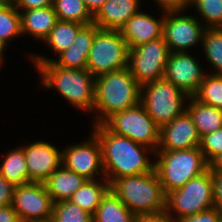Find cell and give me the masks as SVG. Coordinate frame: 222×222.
I'll use <instances>...</instances> for the list:
<instances>
[{"label": "cell", "mask_w": 222, "mask_h": 222, "mask_svg": "<svg viewBox=\"0 0 222 222\" xmlns=\"http://www.w3.org/2000/svg\"><path fill=\"white\" fill-rule=\"evenodd\" d=\"M110 189L136 216L165 211L166 195L155 168L148 173L118 178Z\"/></svg>", "instance_id": "cell-4"}, {"label": "cell", "mask_w": 222, "mask_h": 222, "mask_svg": "<svg viewBox=\"0 0 222 222\" xmlns=\"http://www.w3.org/2000/svg\"><path fill=\"white\" fill-rule=\"evenodd\" d=\"M209 169L212 173H222V153L209 163Z\"/></svg>", "instance_id": "cell-42"}, {"label": "cell", "mask_w": 222, "mask_h": 222, "mask_svg": "<svg viewBox=\"0 0 222 222\" xmlns=\"http://www.w3.org/2000/svg\"><path fill=\"white\" fill-rule=\"evenodd\" d=\"M15 187L0 174V207L11 205Z\"/></svg>", "instance_id": "cell-36"}, {"label": "cell", "mask_w": 222, "mask_h": 222, "mask_svg": "<svg viewBox=\"0 0 222 222\" xmlns=\"http://www.w3.org/2000/svg\"><path fill=\"white\" fill-rule=\"evenodd\" d=\"M5 152L0 154V174L14 187L29 183L23 146L19 144Z\"/></svg>", "instance_id": "cell-24"}, {"label": "cell", "mask_w": 222, "mask_h": 222, "mask_svg": "<svg viewBox=\"0 0 222 222\" xmlns=\"http://www.w3.org/2000/svg\"><path fill=\"white\" fill-rule=\"evenodd\" d=\"M136 215L112 192L111 189L102 197L92 216L93 222H135Z\"/></svg>", "instance_id": "cell-25"}, {"label": "cell", "mask_w": 222, "mask_h": 222, "mask_svg": "<svg viewBox=\"0 0 222 222\" xmlns=\"http://www.w3.org/2000/svg\"><path fill=\"white\" fill-rule=\"evenodd\" d=\"M200 50L205 58L204 63H209L205 66L211 67L206 73L222 75V28H206Z\"/></svg>", "instance_id": "cell-27"}, {"label": "cell", "mask_w": 222, "mask_h": 222, "mask_svg": "<svg viewBox=\"0 0 222 222\" xmlns=\"http://www.w3.org/2000/svg\"><path fill=\"white\" fill-rule=\"evenodd\" d=\"M84 25L76 22H68L58 20L55 26L52 28L48 36L43 40L42 43L49 51L53 52V56L44 55V53H33L29 52L26 56L30 62H50L62 51L68 49L75 38L77 37L78 31ZM29 57V58H28Z\"/></svg>", "instance_id": "cell-20"}, {"label": "cell", "mask_w": 222, "mask_h": 222, "mask_svg": "<svg viewBox=\"0 0 222 222\" xmlns=\"http://www.w3.org/2000/svg\"><path fill=\"white\" fill-rule=\"evenodd\" d=\"M21 222H50L54 202L44 182L15 187L11 203Z\"/></svg>", "instance_id": "cell-13"}, {"label": "cell", "mask_w": 222, "mask_h": 222, "mask_svg": "<svg viewBox=\"0 0 222 222\" xmlns=\"http://www.w3.org/2000/svg\"><path fill=\"white\" fill-rule=\"evenodd\" d=\"M214 207L210 169L190 179L183 187L166 194L165 212L175 221Z\"/></svg>", "instance_id": "cell-6"}, {"label": "cell", "mask_w": 222, "mask_h": 222, "mask_svg": "<svg viewBox=\"0 0 222 222\" xmlns=\"http://www.w3.org/2000/svg\"><path fill=\"white\" fill-rule=\"evenodd\" d=\"M87 179L73 171L66 169L63 165L57 168L45 181L48 194L53 202L69 200Z\"/></svg>", "instance_id": "cell-22"}, {"label": "cell", "mask_w": 222, "mask_h": 222, "mask_svg": "<svg viewBox=\"0 0 222 222\" xmlns=\"http://www.w3.org/2000/svg\"><path fill=\"white\" fill-rule=\"evenodd\" d=\"M90 128L100 142L103 169L109 184L118 178L140 175L154 169L155 152L152 149L111 132L104 124Z\"/></svg>", "instance_id": "cell-1"}, {"label": "cell", "mask_w": 222, "mask_h": 222, "mask_svg": "<svg viewBox=\"0 0 222 222\" xmlns=\"http://www.w3.org/2000/svg\"><path fill=\"white\" fill-rule=\"evenodd\" d=\"M22 146L30 182H44L62 165V147L51 141L37 139Z\"/></svg>", "instance_id": "cell-15"}, {"label": "cell", "mask_w": 222, "mask_h": 222, "mask_svg": "<svg viewBox=\"0 0 222 222\" xmlns=\"http://www.w3.org/2000/svg\"><path fill=\"white\" fill-rule=\"evenodd\" d=\"M200 150L208 163L222 153V128L201 138Z\"/></svg>", "instance_id": "cell-33"}, {"label": "cell", "mask_w": 222, "mask_h": 222, "mask_svg": "<svg viewBox=\"0 0 222 222\" xmlns=\"http://www.w3.org/2000/svg\"><path fill=\"white\" fill-rule=\"evenodd\" d=\"M8 47L10 46L6 42L0 39V67L2 69H3V66L5 65V59H6L5 53L7 52V50H9Z\"/></svg>", "instance_id": "cell-43"}, {"label": "cell", "mask_w": 222, "mask_h": 222, "mask_svg": "<svg viewBox=\"0 0 222 222\" xmlns=\"http://www.w3.org/2000/svg\"><path fill=\"white\" fill-rule=\"evenodd\" d=\"M201 137L189 112L185 110L173 121L160 127L157 150H183L200 147Z\"/></svg>", "instance_id": "cell-16"}, {"label": "cell", "mask_w": 222, "mask_h": 222, "mask_svg": "<svg viewBox=\"0 0 222 222\" xmlns=\"http://www.w3.org/2000/svg\"><path fill=\"white\" fill-rule=\"evenodd\" d=\"M53 9L58 20L89 25L93 23V15L82 0H53Z\"/></svg>", "instance_id": "cell-29"}, {"label": "cell", "mask_w": 222, "mask_h": 222, "mask_svg": "<svg viewBox=\"0 0 222 222\" xmlns=\"http://www.w3.org/2000/svg\"><path fill=\"white\" fill-rule=\"evenodd\" d=\"M106 0H82L88 10L94 15Z\"/></svg>", "instance_id": "cell-41"}, {"label": "cell", "mask_w": 222, "mask_h": 222, "mask_svg": "<svg viewBox=\"0 0 222 222\" xmlns=\"http://www.w3.org/2000/svg\"><path fill=\"white\" fill-rule=\"evenodd\" d=\"M152 11L142 8L120 28L129 49L163 37L164 12L155 17Z\"/></svg>", "instance_id": "cell-17"}, {"label": "cell", "mask_w": 222, "mask_h": 222, "mask_svg": "<svg viewBox=\"0 0 222 222\" xmlns=\"http://www.w3.org/2000/svg\"><path fill=\"white\" fill-rule=\"evenodd\" d=\"M140 96L141 86L128 67L95 77L92 126L103 124L114 113L138 105Z\"/></svg>", "instance_id": "cell-3"}, {"label": "cell", "mask_w": 222, "mask_h": 222, "mask_svg": "<svg viewBox=\"0 0 222 222\" xmlns=\"http://www.w3.org/2000/svg\"><path fill=\"white\" fill-rule=\"evenodd\" d=\"M129 48L119 30L99 29L87 58V70L94 76L128 67Z\"/></svg>", "instance_id": "cell-8"}, {"label": "cell", "mask_w": 222, "mask_h": 222, "mask_svg": "<svg viewBox=\"0 0 222 222\" xmlns=\"http://www.w3.org/2000/svg\"><path fill=\"white\" fill-rule=\"evenodd\" d=\"M103 124L111 132L128 137L154 152L158 148L160 127L148 115L141 103L114 113Z\"/></svg>", "instance_id": "cell-9"}, {"label": "cell", "mask_w": 222, "mask_h": 222, "mask_svg": "<svg viewBox=\"0 0 222 222\" xmlns=\"http://www.w3.org/2000/svg\"><path fill=\"white\" fill-rule=\"evenodd\" d=\"M195 55V56H193ZM191 52H172L166 62L163 78L185 92L194 96L206 75L199 60L201 57Z\"/></svg>", "instance_id": "cell-14"}, {"label": "cell", "mask_w": 222, "mask_h": 222, "mask_svg": "<svg viewBox=\"0 0 222 222\" xmlns=\"http://www.w3.org/2000/svg\"><path fill=\"white\" fill-rule=\"evenodd\" d=\"M188 12H164L163 38L171 53L200 50L197 46L201 47L206 27L193 12Z\"/></svg>", "instance_id": "cell-10"}, {"label": "cell", "mask_w": 222, "mask_h": 222, "mask_svg": "<svg viewBox=\"0 0 222 222\" xmlns=\"http://www.w3.org/2000/svg\"><path fill=\"white\" fill-rule=\"evenodd\" d=\"M20 37H23L20 12L12 0H4L0 3V39L11 46V42Z\"/></svg>", "instance_id": "cell-28"}, {"label": "cell", "mask_w": 222, "mask_h": 222, "mask_svg": "<svg viewBox=\"0 0 222 222\" xmlns=\"http://www.w3.org/2000/svg\"><path fill=\"white\" fill-rule=\"evenodd\" d=\"M44 90L59 93L74 109L92 115L94 109L95 77L87 69H71L50 62H30ZM84 111V112H83Z\"/></svg>", "instance_id": "cell-2"}, {"label": "cell", "mask_w": 222, "mask_h": 222, "mask_svg": "<svg viewBox=\"0 0 222 222\" xmlns=\"http://www.w3.org/2000/svg\"><path fill=\"white\" fill-rule=\"evenodd\" d=\"M154 168L164 194L183 187L190 179L209 169L200 147L183 150H156Z\"/></svg>", "instance_id": "cell-5"}, {"label": "cell", "mask_w": 222, "mask_h": 222, "mask_svg": "<svg viewBox=\"0 0 222 222\" xmlns=\"http://www.w3.org/2000/svg\"><path fill=\"white\" fill-rule=\"evenodd\" d=\"M0 222H21L12 205L0 207Z\"/></svg>", "instance_id": "cell-40"}, {"label": "cell", "mask_w": 222, "mask_h": 222, "mask_svg": "<svg viewBox=\"0 0 222 222\" xmlns=\"http://www.w3.org/2000/svg\"><path fill=\"white\" fill-rule=\"evenodd\" d=\"M135 222H175L165 211L157 214L139 215Z\"/></svg>", "instance_id": "cell-39"}, {"label": "cell", "mask_w": 222, "mask_h": 222, "mask_svg": "<svg viewBox=\"0 0 222 222\" xmlns=\"http://www.w3.org/2000/svg\"><path fill=\"white\" fill-rule=\"evenodd\" d=\"M14 6L22 12L35 8H44L52 6L53 0H12Z\"/></svg>", "instance_id": "cell-37"}, {"label": "cell", "mask_w": 222, "mask_h": 222, "mask_svg": "<svg viewBox=\"0 0 222 222\" xmlns=\"http://www.w3.org/2000/svg\"><path fill=\"white\" fill-rule=\"evenodd\" d=\"M194 97L204 104L222 109V75L206 73Z\"/></svg>", "instance_id": "cell-31"}, {"label": "cell", "mask_w": 222, "mask_h": 222, "mask_svg": "<svg viewBox=\"0 0 222 222\" xmlns=\"http://www.w3.org/2000/svg\"><path fill=\"white\" fill-rule=\"evenodd\" d=\"M189 10L206 28H222V0H191Z\"/></svg>", "instance_id": "cell-30"}, {"label": "cell", "mask_w": 222, "mask_h": 222, "mask_svg": "<svg viewBox=\"0 0 222 222\" xmlns=\"http://www.w3.org/2000/svg\"><path fill=\"white\" fill-rule=\"evenodd\" d=\"M188 98L185 92L164 78L141 85L140 103L159 127L183 113Z\"/></svg>", "instance_id": "cell-7"}, {"label": "cell", "mask_w": 222, "mask_h": 222, "mask_svg": "<svg viewBox=\"0 0 222 222\" xmlns=\"http://www.w3.org/2000/svg\"><path fill=\"white\" fill-rule=\"evenodd\" d=\"M20 18L22 35L31 36L41 44L58 21L53 6L24 10Z\"/></svg>", "instance_id": "cell-21"}, {"label": "cell", "mask_w": 222, "mask_h": 222, "mask_svg": "<svg viewBox=\"0 0 222 222\" xmlns=\"http://www.w3.org/2000/svg\"><path fill=\"white\" fill-rule=\"evenodd\" d=\"M214 207L222 213V173H212Z\"/></svg>", "instance_id": "cell-38"}, {"label": "cell", "mask_w": 222, "mask_h": 222, "mask_svg": "<svg viewBox=\"0 0 222 222\" xmlns=\"http://www.w3.org/2000/svg\"><path fill=\"white\" fill-rule=\"evenodd\" d=\"M186 110L191 115L201 138L222 128V109L204 104L194 96H190L187 101Z\"/></svg>", "instance_id": "cell-23"}, {"label": "cell", "mask_w": 222, "mask_h": 222, "mask_svg": "<svg viewBox=\"0 0 222 222\" xmlns=\"http://www.w3.org/2000/svg\"><path fill=\"white\" fill-rule=\"evenodd\" d=\"M222 213L215 207L209 208L198 214L190 215L175 222H221Z\"/></svg>", "instance_id": "cell-34"}, {"label": "cell", "mask_w": 222, "mask_h": 222, "mask_svg": "<svg viewBox=\"0 0 222 222\" xmlns=\"http://www.w3.org/2000/svg\"><path fill=\"white\" fill-rule=\"evenodd\" d=\"M144 0H106L93 15V23L100 29L120 28L143 7ZM142 5V6H141Z\"/></svg>", "instance_id": "cell-18"}, {"label": "cell", "mask_w": 222, "mask_h": 222, "mask_svg": "<svg viewBox=\"0 0 222 222\" xmlns=\"http://www.w3.org/2000/svg\"><path fill=\"white\" fill-rule=\"evenodd\" d=\"M159 11H187L190 9L191 0H152Z\"/></svg>", "instance_id": "cell-35"}, {"label": "cell", "mask_w": 222, "mask_h": 222, "mask_svg": "<svg viewBox=\"0 0 222 222\" xmlns=\"http://www.w3.org/2000/svg\"><path fill=\"white\" fill-rule=\"evenodd\" d=\"M170 53L163 37L130 48L128 68L131 75L140 86L162 79Z\"/></svg>", "instance_id": "cell-11"}, {"label": "cell", "mask_w": 222, "mask_h": 222, "mask_svg": "<svg viewBox=\"0 0 222 222\" xmlns=\"http://www.w3.org/2000/svg\"><path fill=\"white\" fill-rule=\"evenodd\" d=\"M110 189L109 181L106 178L87 180L69 201L83 208L92 216L95 214L102 197Z\"/></svg>", "instance_id": "cell-26"}, {"label": "cell", "mask_w": 222, "mask_h": 222, "mask_svg": "<svg viewBox=\"0 0 222 222\" xmlns=\"http://www.w3.org/2000/svg\"><path fill=\"white\" fill-rule=\"evenodd\" d=\"M100 28L92 23L84 25L77 33L72 45L59 53L52 62L63 68L87 69V58L92 46L95 33Z\"/></svg>", "instance_id": "cell-19"}, {"label": "cell", "mask_w": 222, "mask_h": 222, "mask_svg": "<svg viewBox=\"0 0 222 222\" xmlns=\"http://www.w3.org/2000/svg\"><path fill=\"white\" fill-rule=\"evenodd\" d=\"M50 222H93L92 215L69 200L55 202Z\"/></svg>", "instance_id": "cell-32"}, {"label": "cell", "mask_w": 222, "mask_h": 222, "mask_svg": "<svg viewBox=\"0 0 222 222\" xmlns=\"http://www.w3.org/2000/svg\"><path fill=\"white\" fill-rule=\"evenodd\" d=\"M90 132L86 134L87 139L62 146V165L87 180L102 179L105 173L101 145L97 136Z\"/></svg>", "instance_id": "cell-12"}]
</instances>
